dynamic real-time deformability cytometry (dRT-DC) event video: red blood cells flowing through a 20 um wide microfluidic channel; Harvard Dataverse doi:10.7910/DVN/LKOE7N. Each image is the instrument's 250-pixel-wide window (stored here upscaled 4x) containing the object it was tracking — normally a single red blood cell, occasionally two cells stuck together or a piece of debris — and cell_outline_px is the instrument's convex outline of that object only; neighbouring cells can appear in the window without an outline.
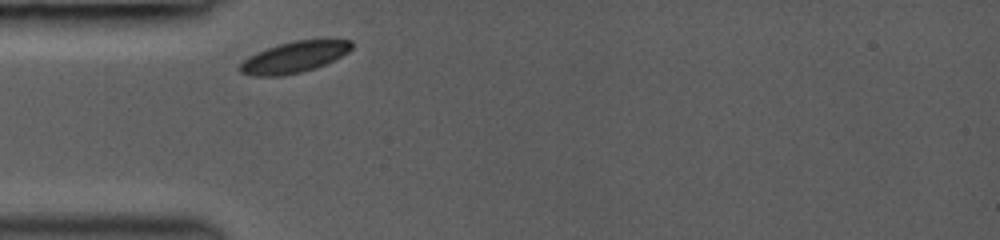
{"species": "common noctule bat (a hibernating species)", "species_latin": "Nyctalus noctula", "temperature_condition": "room temperature", "stored_images_in_passage": 4, "camera_frame_rate_fps": 3000, "um_per_image_px": 0.085, "animal": {"sex": "female", "body_mass_g": 19.0, "forearm_length_mm": 53.3}, "frame": {"image": 1, "passage_image": 1, "time_ms": 0.0, "image_size_px": [1000, 240], "cell_outline_px": [[352, 48], [348, 52], [316, 68], [284, 76], [252, 76], [240, 72], [236, 68], [248, 56], [256, 52], [280, 44], [296, 40], [352, 40]], "centroid_in_image_um": [24.95, 4.87], "position_along_channel_um": 60.0, "area_um2": 20.11}}
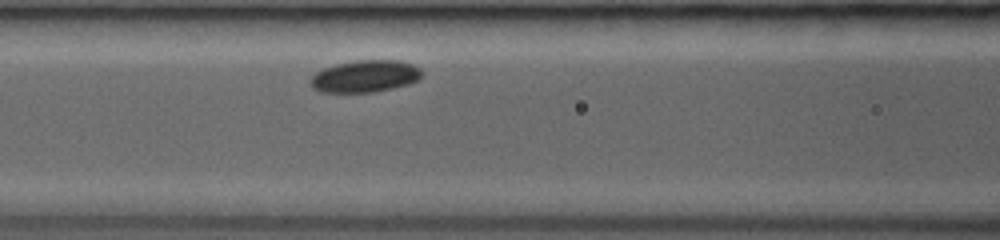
{"frame": {"image": 2, "passage_image": 4, "time_ms": 2.0, "image_size_px": [1000, 240], "cell_outline_px": [[424, 72], [420, 80], [408, 84], [392, 88], [372, 92], [320, 92], [312, 88], [308, 84], [308, 80], [316, 72], [324, 68], [336, 64], [356, 60], [396, 60], [412, 64], [420, 68]], "centroid_in_image_um": [31.02, 6.48], "position_along_channel_um": 135.6, "area_um2": 21.04}}